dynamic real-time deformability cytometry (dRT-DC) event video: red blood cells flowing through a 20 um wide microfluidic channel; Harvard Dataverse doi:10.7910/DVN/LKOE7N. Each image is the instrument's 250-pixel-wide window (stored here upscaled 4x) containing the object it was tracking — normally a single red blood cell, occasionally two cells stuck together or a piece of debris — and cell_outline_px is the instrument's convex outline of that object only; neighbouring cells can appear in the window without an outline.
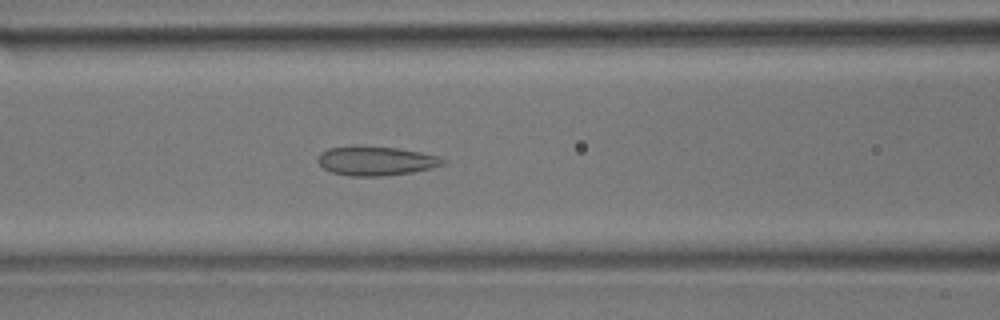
{"species": "common noctule bat (a hibernating species)", "species_latin": "Nyctalus noctula", "temperature_condition": "room temperature", "stored_images_in_passage": 45, "camera_frame_rate_fps": 3000, "um_per_image_px": 0.085, "animal": {"sex": "male", "body_mass_g": 17.9}, "frame": {"image": 1, "passage_image": 20, "time_ms": 6.333, "image_size_px": [1000, 320], "cell_outline_px": [[444, 164], [432, 168], [412, 172], [384, 176], [348, 176], [332, 172], [324, 168], [316, 160], [316, 156], [320, 152], [328, 148], [396, 148], [420, 152], [440, 156], [444, 160]], "centroid_in_image_um": [31.96, 13.71], "position_along_channel_um": 134.6, "area_um2": 20.69}}
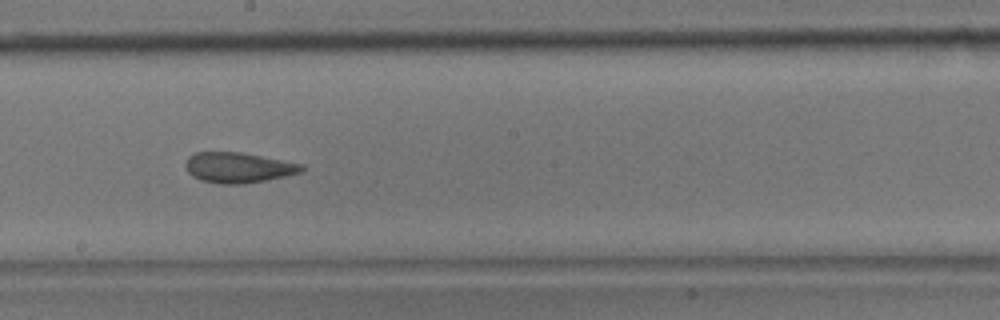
{"frame": {"image": 2, "passage_image": 27, "time_ms": 8.667, "image_size_px": [1000, 320], "cell_outline_px": [[304, 168], [300, 172], [284, 176], [244, 184], [220, 184], [200, 180], [192, 176], [188, 172], [184, 164], [188, 156], [196, 152], [240, 152], [304, 164]], "centroid_in_image_um": [20.21, 14.24], "position_along_channel_um": 228.0, "area_um2": 20.52}}
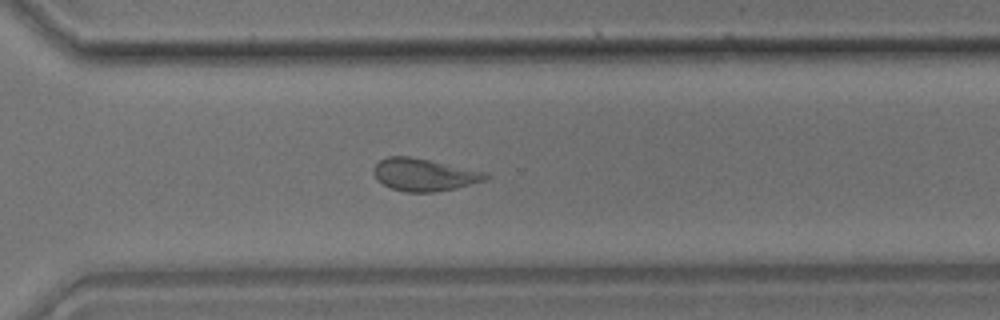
{"frame": {"image": 3, "passage_image": 35, "time_ms": 11.333, "image_size_px": [1000, 320], "cell_outline_px": [[492, 176], [484, 180], [456, 188], [436, 192], [404, 192], [392, 188], [376, 180], [372, 172], [372, 168], [380, 160], [388, 156], [408, 156], [428, 160], [484, 172]], "centroid_in_image_um": [35.99, 14.86], "position_along_channel_um": 334.6, "area_um2": 20.98}}